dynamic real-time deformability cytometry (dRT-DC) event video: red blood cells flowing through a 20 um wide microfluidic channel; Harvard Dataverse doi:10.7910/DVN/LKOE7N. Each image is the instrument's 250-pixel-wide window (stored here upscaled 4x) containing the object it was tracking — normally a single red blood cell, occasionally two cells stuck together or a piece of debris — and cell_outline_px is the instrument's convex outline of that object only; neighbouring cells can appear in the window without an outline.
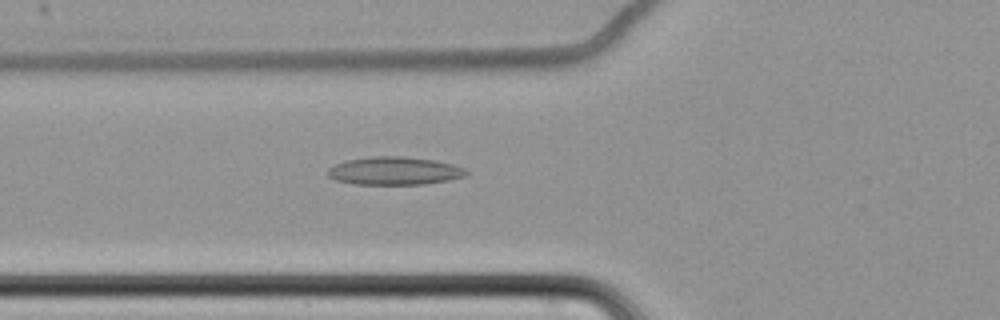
{"species": "common noctule bat (a hibernating species)", "species_latin": "Nyctalus noctula", "temperature_condition": "cold", "stored_images_in_passage": 63, "camera_frame_rate_fps": 3000, "um_per_image_px": 0.085, "animal": {"sex": "female", "body_mass_g": 22.7, "forearm_length_mm": 54.2}, "frame": {"image": 1, "passage_image": 26, "time_ms": 8.333, "image_size_px": [1000, 320], "cell_outline_px": [[468, 172], [464, 176], [448, 180], [424, 184], [356, 184], [336, 180], [328, 176], [328, 168], [344, 160], [372, 156], [404, 156], [436, 160], [452, 164], [464, 168]], "centroid_in_image_um": [33.51, 14.51], "position_along_channel_um": 92.3, "area_um2": 22.6}}
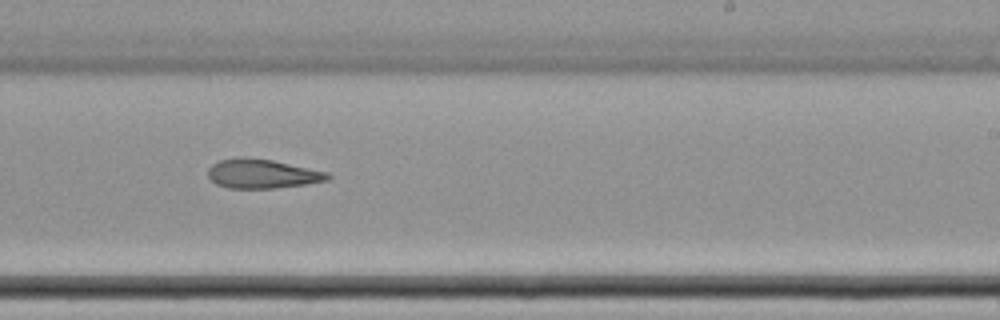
{"frame": {"image": 2, "passage_image": 41, "time_ms": 13.333, "image_size_px": [1000, 320], "cell_outline_px": [[332, 176], [328, 180], [304, 184], [272, 188], [228, 188], [216, 184], [208, 176], [208, 168], [212, 164], [220, 160], [236, 156], [244, 156], [272, 160], [328, 172]], "centroid_in_image_um": [22.25, 14.75], "position_along_channel_um": 266.7, "area_um2": 20.4}}
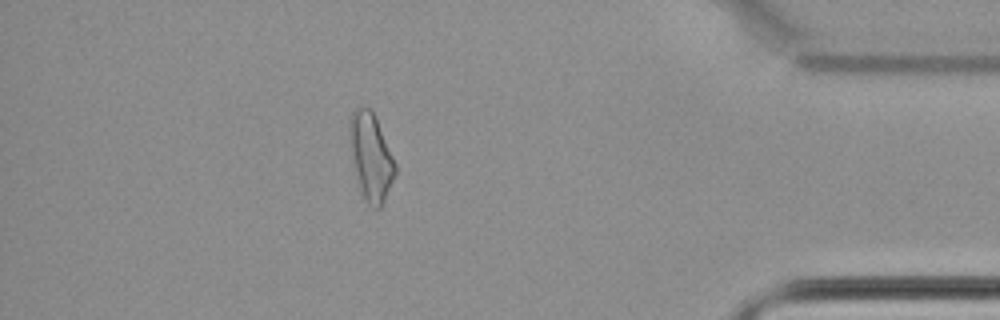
{"frame": {"image": 3, "passage_image": 56, "time_ms": 18.333, "image_size_px": [1000, 320], "cell_outline_px": [[396, 172], [384, 200], [380, 208], [372, 208], [368, 204], [364, 196], [356, 172], [352, 156], [348, 136], [348, 124], [352, 112], [356, 104], [368, 108], [376, 116], [396, 164]], "centroid_in_image_um": [31.52, 13.24], "position_along_channel_um": 403.7, "area_um2": 22.95}, "authors_computed_cell_mechanics": {"area_um2": 23.4668, "velocity_mm_per_s": 3.4881, "shape_relaxation_time_tau1_ms": null, "shape_relaxation_time_tau2_ms": 6.5634, "deformation_change_tau1": null, "deformation_change_tau2": 0.1699}}